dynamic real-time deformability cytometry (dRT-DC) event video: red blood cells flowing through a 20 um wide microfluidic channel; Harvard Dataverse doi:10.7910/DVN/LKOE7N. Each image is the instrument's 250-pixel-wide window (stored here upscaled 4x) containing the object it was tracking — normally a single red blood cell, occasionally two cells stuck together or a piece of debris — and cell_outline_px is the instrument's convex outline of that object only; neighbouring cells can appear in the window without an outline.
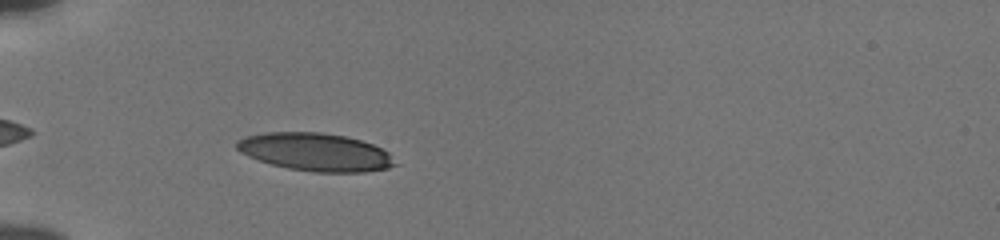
{"species": "human", "species_latin": "Homo sapiens", "temperature_condition": "cold", "stored_images_in_passage": 40, "camera_frame_rate_fps": 3000, "um_per_image_px": 0.085, "donor": {"sex": "male"}, "frame": {"image": 1, "passage_image": 4, "time_ms": 1.0, "image_size_px": [1000, 240], "cell_outline_px": [[400, 164], [388, 168], [364, 172], [312, 172], [288, 168], [272, 164], [248, 156], [240, 152], [236, 148], [236, 140], [244, 136], [264, 132], [320, 132], [344, 136], [360, 140], [372, 144], [388, 152]], "centroid_in_image_um": [26.81, 12.92], "position_along_channel_um": 58.2, "area_um2": 35.08}}
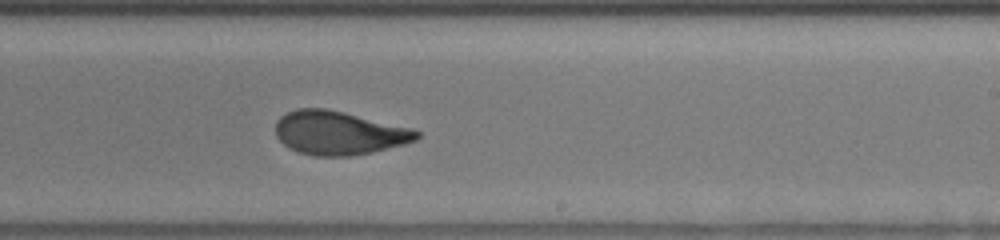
{"frame": {"image": 2, "passage_image": 21, "time_ms": 6.667, "image_size_px": [1000, 240], "cell_outline_px": [[420, 136], [416, 140], [404, 144], [372, 152], [348, 156], [316, 156], [300, 152], [288, 148], [276, 136], [276, 120], [280, 116], [296, 108], [324, 108], [344, 112], [412, 128], [420, 132]], "centroid_in_image_um": [28.79, 11.29], "position_along_channel_um": 260.2, "area_um2": 35.84}}
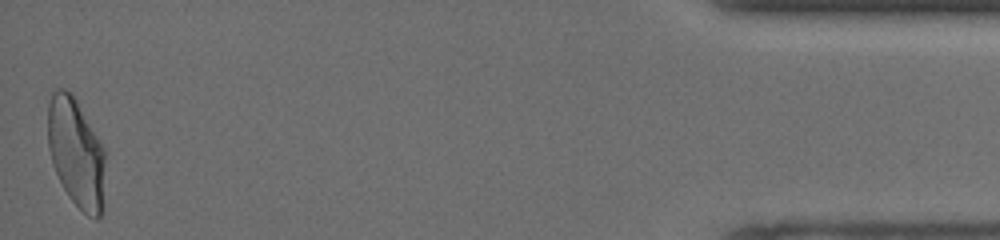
{"frame": {"image": 3, "passage_image": 40, "time_ms": 13.0, "image_size_px": [1000, 240], "cell_outline_px": [[104, 160], [100, 216], [96, 220], [88, 216], [68, 196], [52, 164], [48, 148], [48, 104], [52, 92], [56, 88], [64, 88], [76, 100], [104, 148]], "centroid_in_image_um": [6.43, 12.95], "position_along_channel_um": 428.8, "area_um2": 35.66}, "authors_computed_cell_mechanics": {"area_um2": 35.6626, "velocity_mm_per_s": 3.8453, "shape_relaxation_time_tau1_ms": 3.8227, "shape_relaxation_time_tau2_ms": 0.9406, "deformation_change_tau1": 0.1606, "deformation_change_tau2": 0.0639}}